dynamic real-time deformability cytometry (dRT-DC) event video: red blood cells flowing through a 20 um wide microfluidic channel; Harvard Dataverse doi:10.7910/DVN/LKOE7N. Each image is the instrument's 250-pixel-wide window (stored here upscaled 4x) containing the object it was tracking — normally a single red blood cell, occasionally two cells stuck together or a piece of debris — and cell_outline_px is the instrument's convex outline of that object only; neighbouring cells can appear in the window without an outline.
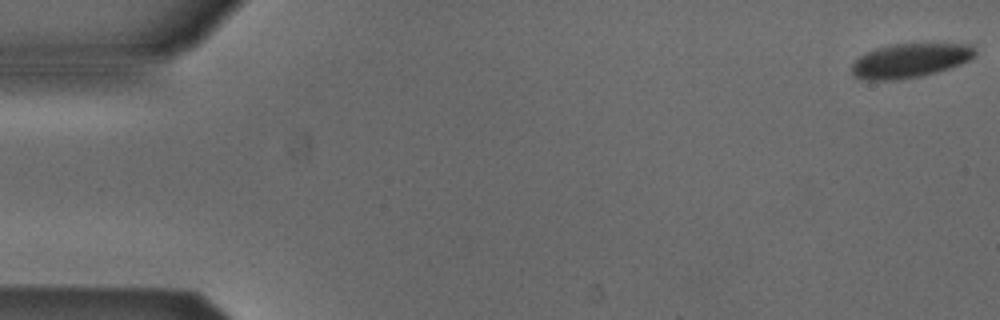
{"species": "Egyptian fruit bat (a non-hibernating species)", "species_latin": "Rousettus aegyptiacus", "temperature_condition": "cold", "stored_images_in_passage": 47, "camera_frame_rate_fps": 3000, "um_per_image_px": 0.085, "animal": {"sex": "male"}, "frame": {"image": 1, "passage_image": 1, "time_ms": 0.0, "image_size_px": [1000, 320], "cell_outline_px": [[976, 56], [960, 64], [936, 72], [920, 76], [900, 80], [864, 80], [852, 76], [852, 64], [860, 56], [876, 48], [888, 44], [972, 44], [976, 52]], "centroid_in_image_um": [77.33, 5.15], "position_along_channel_um": 7.7, "area_um2": 24.57}}
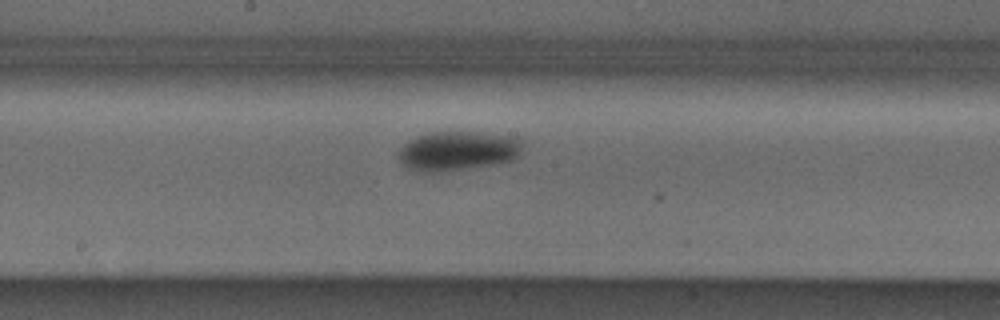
{"frame": {"image": 2, "passage_image": 28, "time_ms": 9.0, "image_size_px": [1000, 320], "cell_outline_px": [[524, 136], [520, 152], [512, 160], [500, 164], [440, 172], [416, 172], [408, 168], [396, 156], [396, 152], [408, 140], [432, 132], [480, 132]], "centroid_in_image_um": [38.95, 12.82], "position_along_channel_um": 209.2, "area_um2": 29.13}}
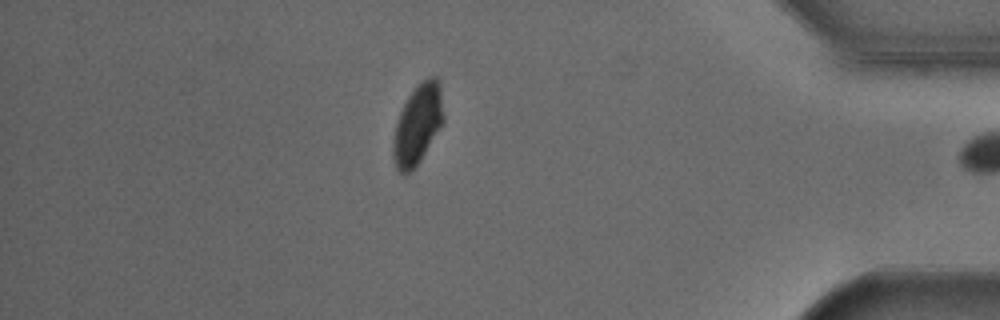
{"frame": {"image": 3, "passage_image": 46, "time_ms": 15.0, "image_size_px": [1000, 320], "cell_outline_px": [[444, 120], [420, 160], [404, 176], [396, 168], [392, 156], [392, 140], [396, 124], [400, 112], [408, 96], [428, 76], [436, 76], [440, 80], [444, 116]], "centroid_in_image_um": [35.5, 10.56], "position_along_channel_um": 399.7, "area_um2": 23.18}, "authors_computed_cell_mechanics": {"area_um2": 27.8018, "velocity_mm_per_s": 3.8443, "shape_relaxation_time_tau1_ms": 5.8565, "shape_relaxation_time_tau2_ms": null, "deformation_change_tau1": 0.0923, "deformation_change_tau2": null}}